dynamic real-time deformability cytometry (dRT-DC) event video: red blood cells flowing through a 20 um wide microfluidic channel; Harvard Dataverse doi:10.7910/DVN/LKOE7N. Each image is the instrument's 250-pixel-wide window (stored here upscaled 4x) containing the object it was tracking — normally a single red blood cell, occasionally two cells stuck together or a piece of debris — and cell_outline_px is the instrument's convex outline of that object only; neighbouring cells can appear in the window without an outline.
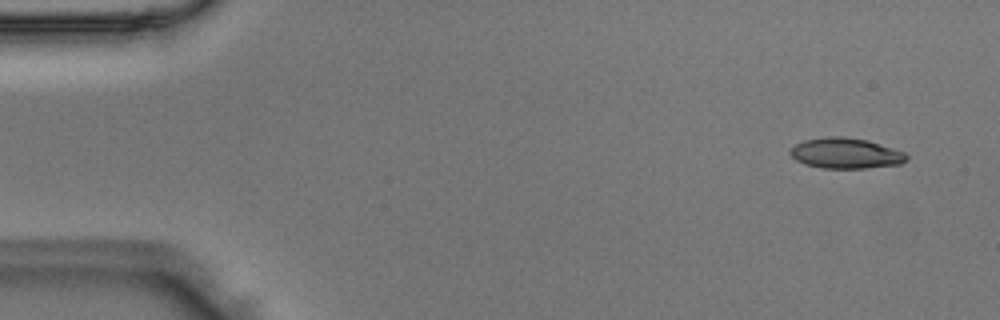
{"species": "Egyptian fruit bat (a non-hibernating species)", "species_latin": "Rousettus aegyptiacus", "temperature_condition": "room temperature", "stored_images_in_passage": 50, "camera_frame_rate_fps": 3000, "um_per_image_px": 0.085, "animal": {"sex": "male"}, "frame": {"image": 1, "passage_image": 3, "time_ms": 0.667, "image_size_px": [1000, 320], "cell_outline_px": [[908, 160], [900, 164], [864, 168], [820, 168], [804, 164], [796, 160], [788, 152], [796, 144], [804, 140], [828, 136], [844, 136], [868, 140], [904, 152], [908, 156]], "centroid_in_image_um": [71.88, 13.02], "position_along_channel_um": 13.1, "area_um2": 20.75}}
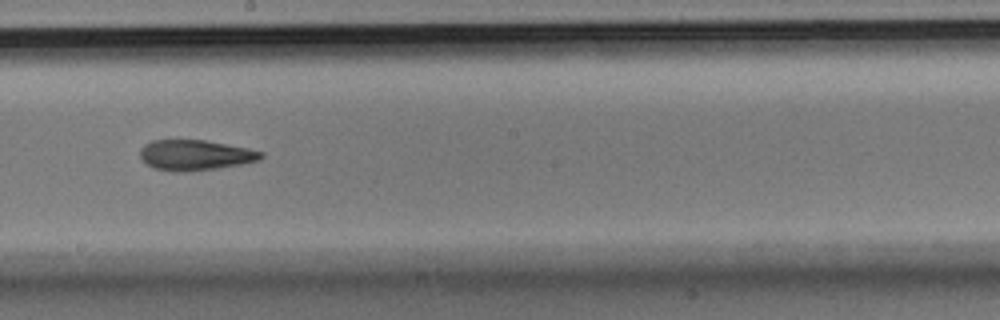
{"frame": {"image": 2, "passage_image": 28, "time_ms": 9.0, "image_size_px": [1000, 320], "cell_outline_px": [[264, 156], [260, 160], [240, 164], [216, 168], [188, 172], [172, 172], [156, 168], [148, 164], [140, 156], [140, 148], [144, 144], [152, 140], [204, 140], [248, 148], [264, 152]], "centroid_in_image_um": [16.6, 13.18], "position_along_channel_um": 231.6, "area_um2": 21.39}}
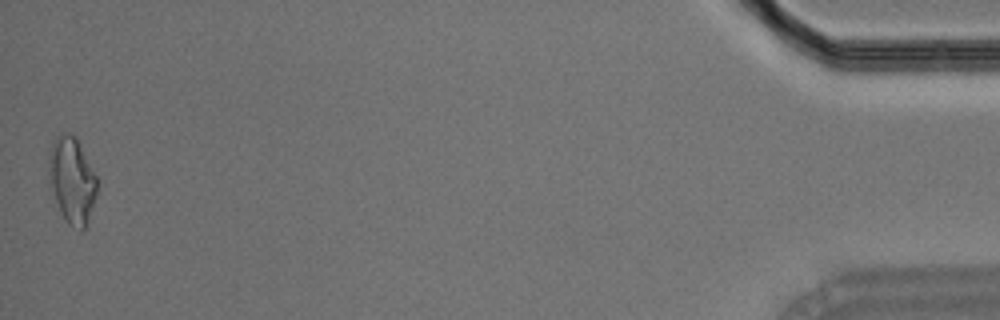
{"frame": {"image": 3, "passage_image": 50, "time_ms": 16.333, "image_size_px": [1000, 320], "cell_outline_px": [[96, 196], [84, 228], [80, 232], [68, 224], [60, 212], [52, 188], [48, 156], [48, 152], [52, 140], [60, 132], [68, 132], [76, 136], [96, 176]], "centroid_in_image_um": [6.11, 15.26], "position_along_channel_um": 429.1, "area_um2": 23.93}}